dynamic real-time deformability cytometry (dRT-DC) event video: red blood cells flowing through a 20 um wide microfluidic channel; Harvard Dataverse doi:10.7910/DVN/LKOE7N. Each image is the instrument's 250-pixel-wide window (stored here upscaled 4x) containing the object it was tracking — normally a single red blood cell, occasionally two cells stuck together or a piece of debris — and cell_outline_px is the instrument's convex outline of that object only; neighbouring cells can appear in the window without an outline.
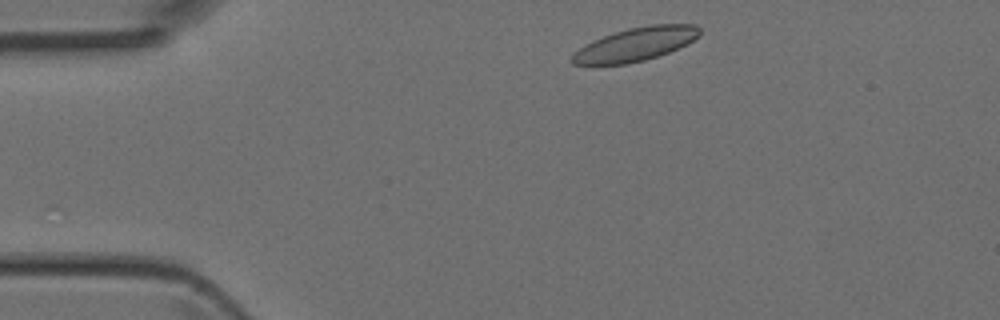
{"species": "Egyptian fruit bat (a non-hibernating species)", "species_latin": "Rousettus aegyptiacus", "temperature_condition": "room temperature", "stored_images_in_passage": 40, "camera_frame_rate_fps": 3000, "um_per_image_px": 0.085, "animal": {"sex": "female"}, "frame": {"image": 1, "passage_image": 2, "time_ms": 0.333, "image_size_px": [1000, 320], "cell_outline_px": [[700, 36], [668, 52], [644, 60], [628, 64], [572, 64], [568, 60], [584, 44], [592, 40], [628, 28], [652, 24], [696, 24], [700, 28]], "centroid_in_image_um": [54.01, 3.75], "position_along_channel_um": 31.0, "area_um2": 24.57}}
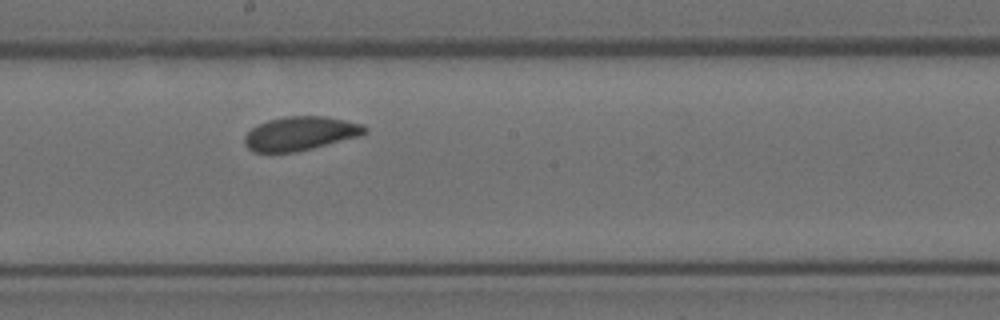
{"frame": {"image": 2, "passage_image": 19, "time_ms": 6.0, "image_size_px": [1000, 320], "cell_outline_px": [[368, 132], [360, 136], [296, 152], [252, 152], [244, 144], [244, 136], [252, 128], [268, 120], [288, 116], [324, 116], [364, 124], [368, 128]], "centroid_in_image_um": [25.54, 11.35], "position_along_channel_um": 222.7, "area_um2": 23.7}}
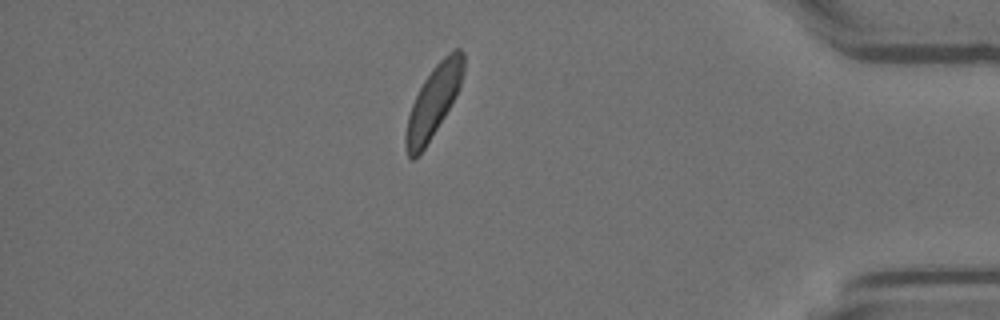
{"frame": {"image": 3, "passage_image": 34, "time_ms": 11.0, "image_size_px": [1000, 320], "cell_outline_px": [[464, 68], [460, 84], [456, 96], [444, 116], [424, 148], [412, 160], [408, 156], [404, 148], [404, 136], [408, 116], [412, 104], [424, 80], [432, 68], [448, 52], [456, 48], [460, 48], [464, 52]], "centroid_in_image_um": [36.83, 8.61], "position_along_channel_um": 398.4, "area_um2": 23.64}}